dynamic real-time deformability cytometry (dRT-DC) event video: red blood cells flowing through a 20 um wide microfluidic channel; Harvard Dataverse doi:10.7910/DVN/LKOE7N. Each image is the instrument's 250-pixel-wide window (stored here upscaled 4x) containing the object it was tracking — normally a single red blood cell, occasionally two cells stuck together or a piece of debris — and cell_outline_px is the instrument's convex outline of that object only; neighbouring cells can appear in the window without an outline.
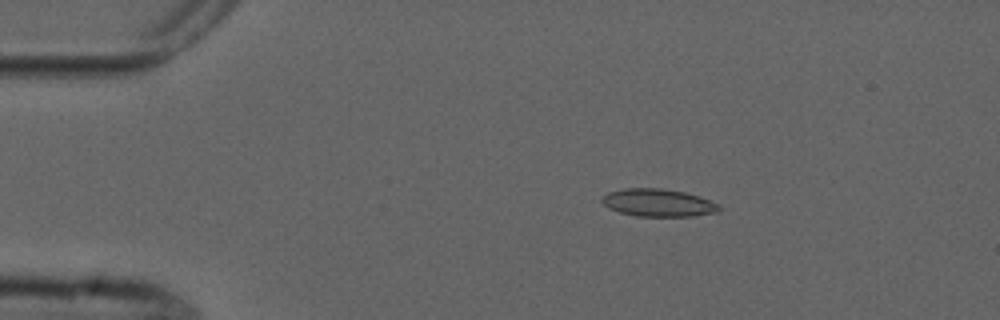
{"species": "common noctule bat (a hibernating species)", "species_latin": "Nyctalus noctula", "temperature_condition": "cold", "stored_images_in_passage": 7, "camera_frame_rate_fps": 3000, "um_per_image_px": 0.085, "animal": {"sex": "male", "forearm_length_mm": 52.5}, "frame": {"image": 1, "passage_image": 3, "time_ms": 2.333, "image_size_px": [1000, 320], "cell_outline_px": [[720, 208], [716, 212], [692, 216], [636, 216], [620, 212], [608, 208], [600, 200], [608, 192], [624, 188], [660, 188], [684, 192], [720, 204]], "centroid_in_image_um": [55.91, 17.23], "position_along_channel_um": 29.1, "area_um2": 18.67}}
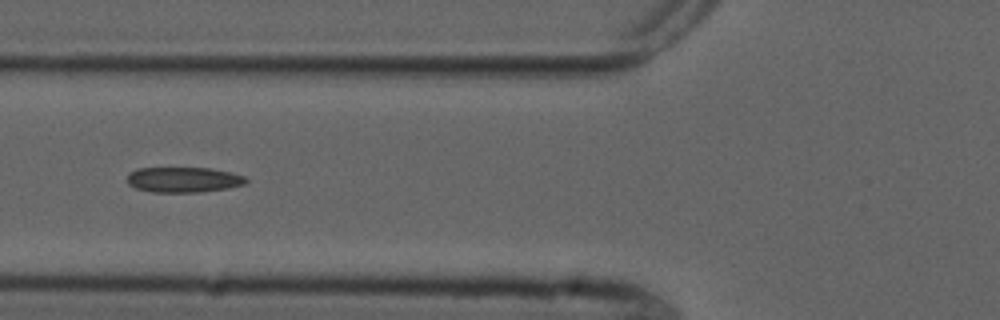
{"frame": {"image": 2, "passage_image": 6, "time_ms": 6.0, "image_size_px": [1000, 320], "cell_outline_px": [[248, 180], [244, 184], [228, 188], [200, 192], [152, 192], [136, 188], [128, 184], [128, 172], [136, 168], [212, 168], [232, 172], [244, 176]], "centroid_in_image_um": [15.59, 15.27], "position_along_channel_um": 110.2, "area_um2": 17.63}}
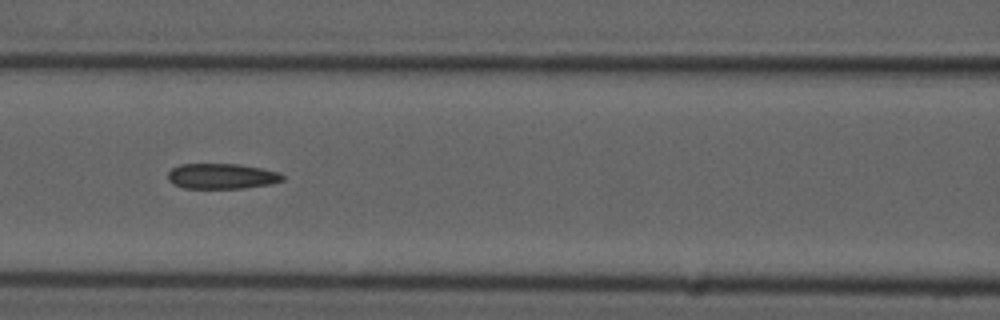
{"frame": {"image": 3, "passage_image": 7, "time_ms": 7.0, "image_size_px": [1000, 320], "cell_outline_px": [[284, 180], [272, 184], [244, 188], [184, 188], [172, 184], [168, 180], [168, 172], [172, 168], [180, 164], [240, 164], [280, 172], [284, 176]], "centroid_in_image_um": [18.86, 14.98], "position_along_channel_um": 147.7, "area_um2": 17.11}}